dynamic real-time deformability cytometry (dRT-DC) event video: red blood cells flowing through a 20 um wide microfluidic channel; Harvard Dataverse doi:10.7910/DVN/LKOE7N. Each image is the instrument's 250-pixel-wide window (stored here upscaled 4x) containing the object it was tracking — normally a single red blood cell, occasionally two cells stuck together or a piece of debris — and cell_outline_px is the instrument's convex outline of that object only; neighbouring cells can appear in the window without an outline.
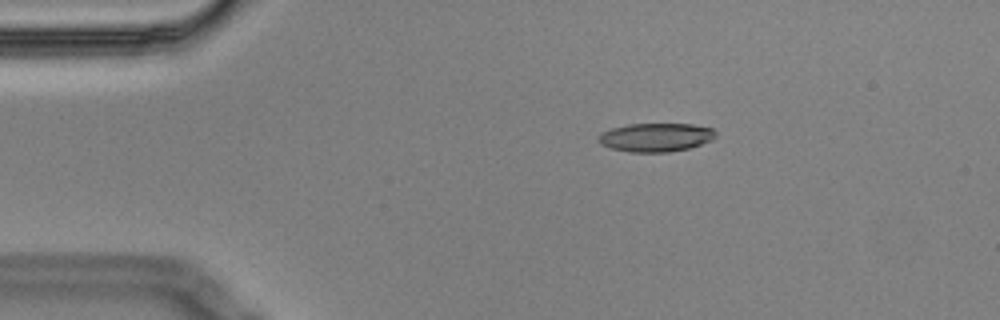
{"species": "Egyptian fruit bat (a non-hibernating species)", "species_latin": "Rousettus aegyptiacus", "temperature_condition": "cold", "stored_images_in_passage": 7, "camera_frame_rate_fps": 3000, "um_per_image_px": 0.085, "animal": {"sex": "male"}, "frame": {"image": 1, "passage_image": 3, "time_ms": 0.667, "image_size_px": [1000, 320], "cell_outline_px": [[716, 136], [712, 140], [688, 148], [668, 152], [628, 152], [612, 148], [600, 144], [596, 140], [596, 136], [600, 132], [612, 128], [628, 124], [692, 124], [712, 128], [716, 132]], "centroid_in_image_um": [55.7, 11.67], "position_along_channel_um": 29.3, "area_um2": 19.65}}
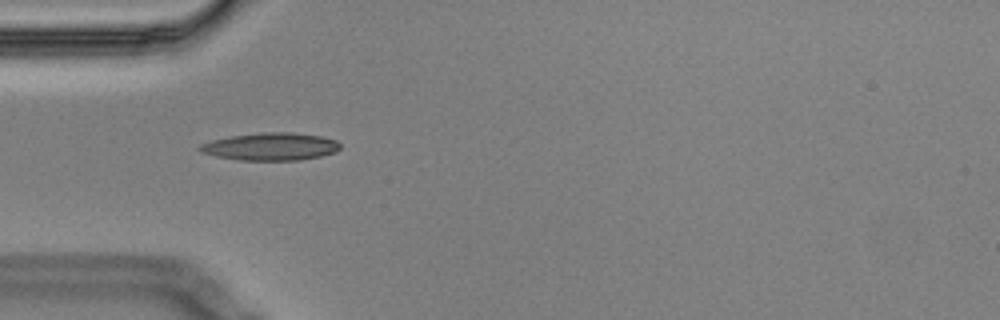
{"frame": {"image": 2, "passage_image": 5, "time_ms": 1.333, "image_size_px": [1000, 320], "cell_outline_px": [[340, 148], [336, 152], [320, 156], [300, 160], [240, 160], [216, 156], [200, 152], [196, 148], [200, 144], [212, 140], [232, 136], [264, 132], [292, 132], [320, 136], [336, 140], [340, 144]], "centroid_in_image_um": [23.0, 12.46], "position_along_channel_um": 62.0, "area_um2": 22.54}}